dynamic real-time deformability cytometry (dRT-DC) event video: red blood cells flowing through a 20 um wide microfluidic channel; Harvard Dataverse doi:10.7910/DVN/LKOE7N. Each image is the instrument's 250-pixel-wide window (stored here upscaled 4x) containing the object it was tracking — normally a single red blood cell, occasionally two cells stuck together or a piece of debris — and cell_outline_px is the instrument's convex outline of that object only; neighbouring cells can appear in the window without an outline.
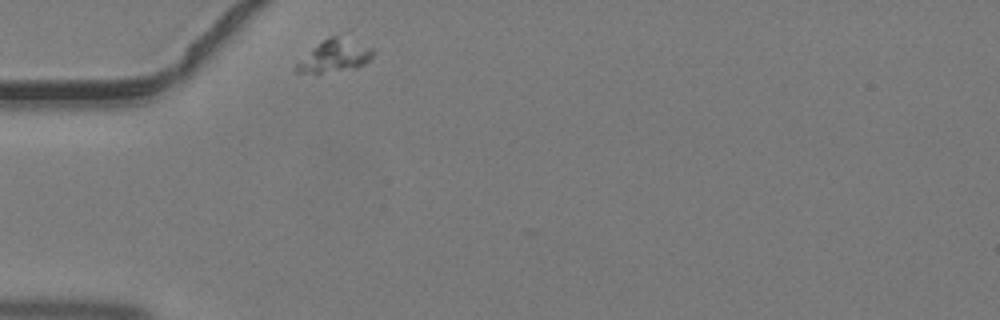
{"species": "common noctule bat (a hibernating species)", "species_latin": "Nyctalus noctula", "temperature_condition": "warm", "stored_images_in_passage": 30, "camera_frame_rate_fps": 3000, "um_per_image_px": 0.085, "animal": {"sex": "male", "body_mass_g": 19.2, "forearm_length_mm": 51.8}, "frame": {"image": 1, "passage_image": 1, "time_ms": 0.0, "image_size_px": [1000, 320], "cell_outline_px": [[372, 56], [364, 64], [356, 68], [320, 72], [296, 72], [296, 64], [312, 48], [324, 40], [332, 36], [336, 36], [372, 48]], "centroid_in_image_um": [28.43, 4.77], "position_along_channel_um": 56.6, "area_um2": 13.53}}
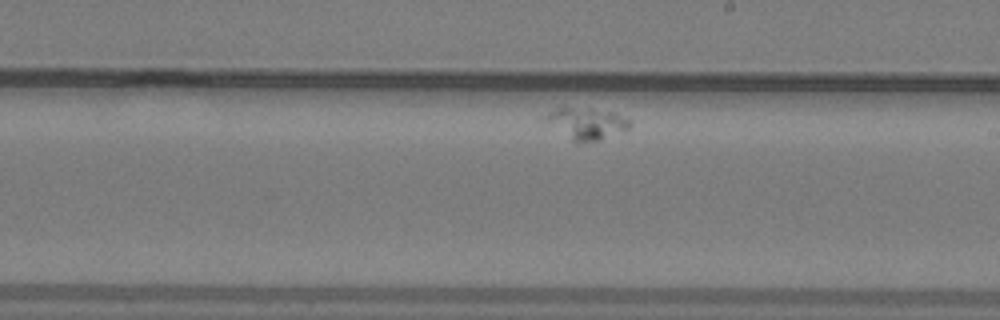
{"frame": {"image": 2, "passage_image": 18, "time_ms": 5.667, "image_size_px": [1000, 320], "cell_outline_px": [[632, 124], [628, 128], [600, 140], [576, 144], [548, 120], [544, 116], [548, 112], [556, 108], [592, 108], [612, 112], [632, 120]], "centroid_in_image_um": [49.92, 10.49], "position_along_channel_um": 239.1, "area_um2": 15.09}}
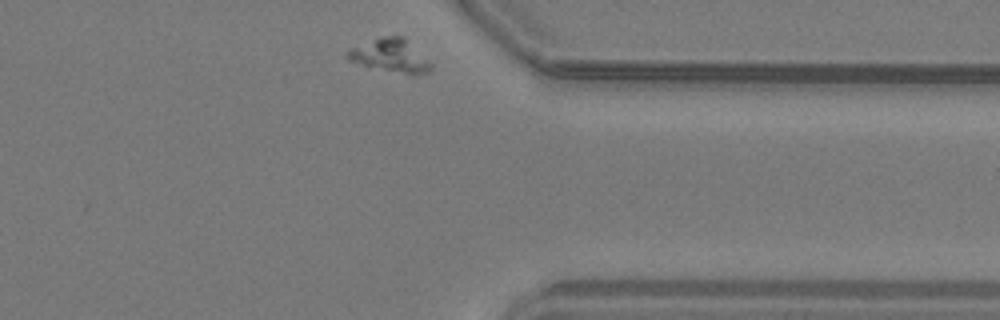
{"frame": {"image": 3, "passage_image": 30, "time_ms": 9.667, "image_size_px": [1000, 320], "cell_outline_px": [[432, 68], [428, 72], [404, 72], [364, 64], [348, 60], [348, 52], [352, 48], [380, 36], [404, 36], [432, 64]], "centroid_in_image_um": [33.21, 4.66], "position_along_channel_um": 378.2, "area_um2": 15.03}}